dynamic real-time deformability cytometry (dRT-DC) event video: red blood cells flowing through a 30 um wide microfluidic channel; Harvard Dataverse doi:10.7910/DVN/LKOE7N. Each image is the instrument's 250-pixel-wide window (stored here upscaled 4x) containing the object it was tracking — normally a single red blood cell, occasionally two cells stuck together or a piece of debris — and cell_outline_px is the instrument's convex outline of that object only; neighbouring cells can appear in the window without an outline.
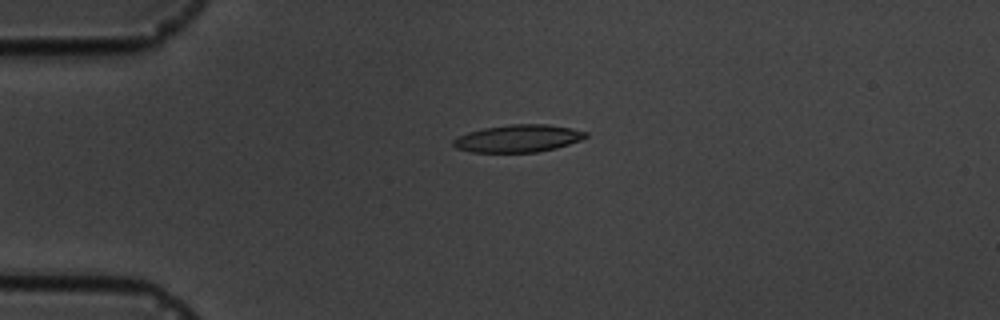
{"species": "common noctule bat (a hibernating species)", "species_latin": "Nyctalus noctula", "temperature_condition": "cold", "stored_images_in_passage": 4, "camera_frame_rate_fps": 3000, "um_per_image_px": 0.085, "animal": {"sex": "male", "body_mass_g": 19.5, "forearm_length_mm": 54.6}, "frame": {"image": 1, "passage_image": 4, "time_ms": 4.333, "image_size_px": [1000, 320], "cell_outline_px": [[588, 136], [580, 140], [556, 148], [536, 152], [468, 152], [456, 148], [452, 144], [452, 140], [468, 132], [484, 128], [508, 124], [548, 124], [572, 128], [588, 132]], "centroid_in_image_um": [44.04, 11.76], "position_along_channel_um": 41.0, "area_um2": 21.21}}